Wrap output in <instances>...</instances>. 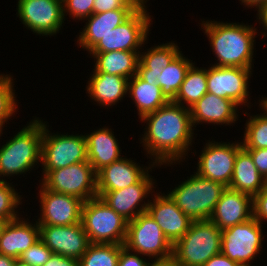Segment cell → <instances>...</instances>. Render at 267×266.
Segmentation results:
<instances>
[{"label": "cell", "instance_id": "38", "mask_svg": "<svg viewBox=\"0 0 267 266\" xmlns=\"http://www.w3.org/2000/svg\"><path fill=\"white\" fill-rule=\"evenodd\" d=\"M142 4L140 0H95L93 13L108 12L116 9H138Z\"/></svg>", "mask_w": 267, "mask_h": 266}, {"label": "cell", "instance_id": "14", "mask_svg": "<svg viewBox=\"0 0 267 266\" xmlns=\"http://www.w3.org/2000/svg\"><path fill=\"white\" fill-rule=\"evenodd\" d=\"M253 69L209 66L207 69V91L218 97L232 100L239 107H251L249 80Z\"/></svg>", "mask_w": 267, "mask_h": 266}, {"label": "cell", "instance_id": "19", "mask_svg": "<svg viewBox=\"0 0 267 266\" xmlns=\"http://www.w3.org/2000/svg\"><path fill=\"white\" fill-rule=\"evenodd\" d=\"M125 157L97 172V191H116L126 188L138 183L149 171L152 172L154 167L161 168L160 165H155L152 161L148 167L140 166L135 160Z\"/></svg>", "mask_w": 267, "mask_h": 266}, {"label": "cell", "instance_id": "16", "mask_svg": "<svg viewBox=\"0 0 267 266\" xmlns=\"http://www.w3.org/2000/svg\"><path fill=\"white\" fill-rule=\"evenodd\" d=\"M40 186V187H39ZM39 225L66 226L81 223L83 201L71 195L60 194L39 184Z\"/></svg>", "mask_w": 267, "mask_h": 266}, {"label": "cell", "instance_id": "22", "mask_svg": "<svg viewBox=\"0 0 267 266\" xmlns=\"http://www.w3.org/2000/svg\"><path fill=\"white\" fill-rule=\"evenodd\" d=\"M35 222L23 217L9 221L0 237V254L18 259L36 243L40 239V229Z\"/></svg>", "mask_w": 267, "mask_h": 266}, {"label": "cell", "instance_id": "2", "mask_svg": "<svg viewBox=\"0 0 267 266\" xmlns=\"http://www.w3.org/2000/svg\"><path fill=\"white\" fill-rule=\"evenodd\" d=\"M254 25L220 21H202L201 28L209 39L213 54L217 58L213 66L254 68L255 38L258 34Z\"/></svg>", "mask_w": 267, "mask_h": 266}, {"label": "cell", "instance_id": "50", "mask_svg": "<svg viewBox=\"0 0 267 266\" xmlns=\"http://www.w3.org/2000/svg\"><path fill=\"white\" fill-rule=\"evenodd\" d=\"M14 266H31V265L24 263V262L20 261L19 259H16Z\"/></svg>", "mask_w": 267, "mask_h": 266}, {"label": "cell", "instance_id": "27", "mask_svg": "<svg viewBox=\"0 0 267 266\" xmlns=\"http://www.w3.org/2000/svg\"><path fill=\"white\" fill-rule=\"evenodd\" d=\"M267 185V180L259 173L250 153L242 147L235 160L232 180L228 188L255 196Z\"/></svg>", "mask_w": 267, "mask_h": 266}, {"label": "cell", "instance_id": "5", "mask_svg": "<svg viewBox=\"0 0 267 266\" xmlns=\"http://www.w3.org/2000/svg\"><path fill=\"white\" fill-rule=\"evenodd\" d=\"M193 173L168 194L192 221L209 220L226 186Z\"/></svg>", "mask_w": 267, "mask_h": 266}, {"label": "cell", "instance_id": "15", "mask_svg": "<svg viewBox=\"0 0 267 266\" xmlns=\"http://www.w3.org/2000/svg\"><path fill=\"white\" fill-rule=\"evenodd\" d=\"M155 183V179L148 172L136 184L116 191H97V193L110 208L129 222L147 210L150 200L147 202L144 200L154 193Z\"/></svg>", "mask_w": 267, "mask_h": 266}, {"label": "cell", "instance_id": "7", "mask_svg": "<svg viewBox=\"0 0 267 266\" xmlns=\"http://www.w3.org/2000/svg\"><path fill=\"white\" fill-rule=\"evenodd\" d=\"M41 172L40 183L50 191L71 195L83 202L98 196L97 173L88 161Z\"/></svg>", "mask_w": 267, "mask_h": 266}, {"label": "cell", "instance_id": "13", "mask_svg": "<svg viewBox=\"0 0 267 266\" xmlns=\"http://www.w3.org/2000/svg\"><path fill=\"white\" fill-rule=\"evenodd\" d=\"M17 16L36 35L54 36L64 23L62 0H18Z\"/></svg>", "mask_w": 267, "mask_h": 266}, {"label": "cell", "instance_id": "26", "mask_svg": "<svg viewBox=\"0 0 267 266\" xmlns=\"http://www.w3.org/2000/svg\"><path fill=\"white\" fill-rule=\"evenodd\" d=\"M174 41L152 46L139 53L137 75L150 85H158L157 77L161 76L163 68L181 52ZM143 51V52H142Z\"/></svg>", "mask_w": 267, "mask_h": 266}, {"label": "cell", "instance_id": "29", "mask_svg": "<svg viewBox=\"0 0 267 266\" xmlns=\"http://www.w3.org/2000/svg\"><path fill=\"white\" fill-rule=\"evenodd\" d=\"M128 97H130L138 113L139 119L144 115L155 112L169 101L161 92L159 85H150L137 74L128 80Z\"/></svg>", "mask_w": 267, "mask_h": 266}, {"label": "cell", "instance_id": "8", "mask_svg": "<svg viewBox=\"0 0 267 266\" xmlns=\"http://www.w3.org/2000/svg\"><path fill=\"white\" fill-rule=\"evenodd\" d=\"M124 246L155 262L172 259L173 245L147 211L128 222Z\"/></svg>", "mask_w": 267, "mask_h": 266}, {"label": "cell", "instance_id": "40", "mask_svg": "<svg viewBox=\"0 0 267 266\" xmlns=\"http://www.w3.org/2000/svg\"><path fill=\"white\" fill-rule=\"evenodd\" d=\"M151 264L143 255L141 256L139 253L133 252L124 245H121L118 266H151Z\"/></svg>", "mask_w": 267, "mask_h": 266}, {"label": "cell", "instance_id": "42", "mask_svg": "<svg viewBox=\"0 0 267 266\" xmlns=\"http://www.w3.org/2000/svg\"><path fill=\"white\" fill-rule=\"evenodd\" d=\"M43 266H79V260L59 254H52Z\"/></svg>", "mask_w": 267, "mask_h": 266}, {"label": "cell", "instance_id": "11", "mask_svg": "<svg viewBox=\"0 0 267 266\" xmlns=\"http://www.w3.org/2000/svg\"><path fill=\"white\" fill-rule=\"evenodd\" d=\"M263 225L255 218L223 229L221 253L240 266H251L254 258L261 255L263 247Z\"/></svg>", "mask_w": 267, "mask_h": 266}, {"label": "cell", "instance_id": "17", "mask_svg": "<svg viewBox=\"0 0 267 266\" xmlns=\"http://www.w3.org/2000/svg\"><path fill=\"white\" fill-rule=\"evenodd\" d=\"M40 239L53 252L80 259L90 241L81 223L66 226L39 225Z\"/></svg>", "mask_w": 267, "mask_h": 266}, {"label": "cell", "instance_id": "51", "mask_svg": "<svg viewBox=\"0 0 267 266\" xmlns=\"http://www.w3.org/2000/svg\"><path fill=\"white\" fill-rule=\"evenodd\" d=\"M3 128L0 126V137L2 136V134H3Z\"/></svg>", "mask_w": 267, "mask_h": 266}, {"label": "cell", "instance_id": "6", "mask_svg": "<svg viewBox=\"0 0 267 266\" xmlns=\"http://www.w3.org/2000/svg\"><path fill=\"white\" fill-rule=\"evenodd\" d=\"M81 224L90 243L124 245L128 221L99 196L83 202Z\"/></svg>", "mask_w": 267, "mask_h": 266}, {"label": "cell", "instance_id": "18", "mask_svg": "<svg viewBox=\"0 0 267 266\" xmlns=\"http://www.w3.org/2000/svg\"><path fill=\"white\" fill-rule=\"evenodd\" d=\"M156 194L152 195L154 198L150 200L146 211L173 245L187 233L192 220L177 207L168 193Z\"/></svg>", "mask_w": 267, "mask_h": 266}, {"label": "cell", "instance_id": "24", "mask_svg": "<svg viewBox=\"0 0 267 266\" xmlns=\"http://www.w3.org/2000/svg\"><path fill=\"white\" fill-rule=\"evenodd\" d=\"M114 132L109 127H102L91 133H85L87 159L97 173L103 167L120 160L121 148Z\"/></svg>", "mask_w": 267, "mask_h": 266}, {"label": "cell", "instance_id": "28", "mask_svg": "<svg viewBox=\"0 0 267 266\" xmlns=\"http://www.w3.org/2000/svg\"><path fill=\"white\" fill-rule=\"evenodd\" d=\"M140 51H111L90 53L94 58L92 73H108L127 78L137 74Z\"/></svg>", "mask_w": 267, "mask_h": 266}, {"label": "cell", "instance_id": "9", "mask_svg": "<svg viewBox=\"0 0 267 266\" xmlns=\"http://www.w3.org/2000/svg\"><path fill=\"white\" fill-rule=\"evenodd\" d=\"M151 17L147 10V4H142L125 22L107 33L88 54L141 51L140 49H143L142 47L147 43L153 19Z\"/></svg>", "mask_w": 267, "mask_h": 266}, {"label": "cell", "instance_id": "46", "mask_svg": "<svg viewBox=\"0 0 267 266\" xmlns=\"http://www.w3.org/2000/svg\"><path fill=\"white\" fill-rule=\"evenodd\" d=\"M239 1H241V4H243L244 5V7L246 8H254L255 7V9L262 3V2H264V1H266V0H239Z\"/></svg>", "mask_w": 267, "mask_h": 266}, {"label": "cell", "instance_id": "39", "mask_svg": "<svg viewBox=\"0 0 267 266\" xmlns=\"http://www.w3.org/2000/svg\"><path fill=\"white\" fill-rule=\"evenodd\" d=\"M253 218L260 224L267 223V185L252 197Z\"/></svg>", "mask_w": 267, "mask_h": 266}, {"label": "cell", "instance_id": "48", "mask_svg": "<svg viewBox=\"0 0 267 266\" xmlns=\"http://www.w3.org/2000/svg\"><path fill=\"white\" fill-rule=\"evenodd\" d=\"M8 222H9L8 220L0 218V237H1L3 230H4V228Z\"/></svg>", "mask_w": 267, "mask_h": 266}, {"label": "cell", "instance_id": "33", "mask_svg": "<svg viewBox=\"0 0 267 266\" xmlns=\"http://www.w3.org/2000/svg\"><path fill=\"white\" fill-rule=\"evenodd\" d=\"M262 113L246 120L242 146L245 149H267V110L259 104Z\"/></svg>", "mask_w": 267, "mask_h": 266}, {"label": "cell", "instance_id": "47", "mask_svg": "<svg viewBox=\"0 0 267 266\" xmlns=\"http://www.w3.org/2000/svg\"><path fill=\"white\" fill-rule=\"evenodd\" d=\"M151 266H176L172 260H168V261H152Z\"/></svg>", "mask_w": 267, "mask_h": 266}, {"label": "cell", "instance_id": "4", "mask_svg": "<svg viewBox=\"0 0 267 266\" xmlns=\"http://www.w3.org/2000/svg\"><path fill=\"white\" fill-rule=\"evenodd\" d=\"M221 230L210 220L192 221L187 233L173 244L176 266H203L221 252Z\"/></svg>", "mask_w": 267, "mask_h": 266}, {"label": "cell", "instance_id": "25", "mask_svg": "<svg viewBox=\"0 0 267 266\" xmlns=\"http://www.w3.org/2000/svg\"><path fill=\"white\" fill-rule=\"evenodd\" d=\"M86 85V92L91 100L100 107H111L121 102L128 92V79L108 73H91Z\"/></svg>", "mask_w": 267, "mask_h": 266}, {"label": "cell", "instance_id": "45", "mask_svg": "<svg viewBox=\"0 0 267 266\" xmlns=\"http://www.w3.org/2000/svg\"><path fill=\"white\" fill-rule=\"evenodd\" d=\"M15 258L0 254V266H14Z\"/></svg>", "mask_w": 267, "mask_h": 266}, {"label": "cell", "instance_id": "21", "mask_svg": "<svg viewBox=\"0 0 267 266\" xmlns=\"http://www.w3.org/2000/svg\"><path fill=\"white\" fill-rule=\"evenodd\" d=\"M238 105L232 100L218 97L207 92L193 107L190 108L191 121L194 129L200 123L216 125H233L238 120Z\"/></svg>", "mask_w": 267, "mask_h": 266}, {"label": "cell", "instance_id": "41", "mask_svg": "<svg viewBox=\"0 0 267 266\" xmlns=\"http://www.w3.org/2000/svg\"><path fill=\"white\" fill-rule=\"evenodd\" d=\"M258 169L259 173L267 180V149H246Z\"/></svg>", "mask_w": 267, "mask_h": 266}, {"label": "cell", "instance_id": "23", "mask_svg": "<svg viewBox=\"0 0 267 266\" xmlns=\"http://www.w3.org/2000/svg\"><path fill=\"white\" fill-rule=\"evenodd\" d=\"M137 9H116L93 13L85 18V28L77 37V46L90 51L107 33L125 22Z\"/></svg>", "mask_w": 267, "mask_h": 266}, {"label": "cell", "instance_id": "20", "mask_svg": "<svg viewBox=\"0 0 267 266\" xmlns=\"http://www.w3.org/2000/svg\"><path fill=\"white\" fill-rule=\"evenodd\" d=\"M253 218L252 196L226 187L210 217L221 231Z\"/></svg>", "mask_w": 267, "mask_h": 266}, {"label": "cell", "instance_id": "44", "mask_svg": "<svg viewBox=\"0 0 267 266\" xmlns=\"http://www.w3.org/2000/svg\"><path fill=\"white\" fill-rule=\"evenodd\" d=\"M257 22L259 20V25H262V31L260 32L261 33V36L262 39L266 38L267 37V0L262 2L257 8ZM265 30V31H264Z\"/></svg>", "mask_w": 267, "mask_h": 266}, {"label": "cell", "instance_id": "37", "mask_svg": "<svg viewBox=\"0 0 267 266\" xmlns=\"http://www.w3.org/2000/svg\"><path fill=\"white\" fill-rule=\"evenodd\" d=\"M95 0H62L64 18L69 15L73 20H83L93 14Z\"/></svg>", "mask_w": 267, "mask_h": 266}, {"label": "cell", "instance_id": "12", "mask_svg": "<svg viewBox=\"0 0 267 266\" xmlns=\"http://www.w3.org/2000/svg\"><path fill=\"white\" fill-rule=\"evenodd\" d=\"M242 147L241 141L221 143L208 140L199 154L195 173L229 187L236 155Z\"/></svg>", "mask_w": 267, "mask_h": 266}, {"label": "cell", "instance_id": "30", "mask_svg": "<svg viewBox=\"0 0 267 266\" xmlns=\"http://www.w3.org/2000/svg\"><path fill=\"white\" fill-rule=\"evenodd\" d=\"M207 92V68H199L193 64L187 71L176 98L172 102L190 109Z\"/></svg>", "mask_w": 267, "mask_h": 266}, {"label": "cell", "instance_id": "35", "mask_svg": "<svg viewBox=\"0 0 267 266\" xmlns=\"http://www.w3.org/2000/svg\"><path fill=\"white\" fill-rule=\"evenodd\" d=\"M12 183L0 181V218L8 221L19 218L22 215L17 208L22 204V195H19Z\"/></svg>", "mask_w": 267, "mask_h": 266}, {"label": "cell", "instance_id": "36", "mask_svg": "<svg viewBox=\"0 0 267 266\" xmlns=\"http://www.w3.org/2000/svg\"><path fill=\"white\" fill-rule=\"evenodd\" d=\"M53 252L39 239L28 250L19 256V260L31 266H43Z\"/></svg>", "mask_w": 267, "mask_h": 266}, {"label": "cell", "instance_id": "43", "mask_svg": "<svg viewBox=\"0 0 267 266\" xmlns=\"http://www.w3.org/2000/svg\"><path fill=\"white\" fill-rule=\"evenodd\" d=\"M203 266H240L221 252L212 256Z\"/></svg>", "mask_w": 267, "mask_h": 266}, {"label": "cell", "instance_id": "49", "mask_svg": "<svg viewBox=\"0 0 267 266\" xmlns=\"http://www.w3.org/2000/svg\"><path fill=\"white\" fill-rule=\"evenodd\" d=\"M262 98V99H261ZM258 101H259V103L258 104H260L261 106H263L266 110H267V97L265 96V97H263V95H262V97H261ZM261 100V101H260Z\"/></svg>", "mask_w": 267, "mask_h": 266}, {"label": "cell", "instance_id": "31", "mask_svg": "<svg viewBox=\"0 0 267 266\" xmlns=\"http://www.w3.org/2000/svg\"><path fill=\"white\" fill-rule=\"evenodd\" d=\"M192 61L186 58L181 51L167 67L163 68L161 76L157 77L161 92L168 101L176 98L187 71L194 64Z\"/></svg>", "mask_w": 267, "mask_h": 266}, {"label": "cell", "instance_id": "3", "mask_svg": "<svg viewBox=\"0 0 267 266\" xmlns=\"http://www.w3.org/2000/svg\"><path fill=\"white\" fill-rule=\"evenodd\" d=\"M43 119L27 122L17 134L0 146V174L5 177L23 176L41 164ZM40 162V163H39Z\"/></svg>", "mask_w": 267, "mask_h": 266}, {"label": "cell", "instance_id": "1", "mask_svg": "<svg viewBox=\"0 0 267 266\" xmlns=\"http://www.w3.org/2000/svg\"><path fill=\"white\" fill-rule=\"evenodd\" d=\"M140 121L146 123L145 133L139 139L147 158L150 155L152 162L160 166L184 162L197 130L192 125L189 108L169 101Z\"/></svg>", "mask_w": 267, "mask_h": 266}, {"label": "cell", "instance_id": "10", "mask_svg": "<svg viewBox=\"0 0 267 266\" xmlns=\"http://www.w3.org/2000/svg\"><path fill=\"white\" fill-rule=\"evenodd\" d=\"M47 124L43 122L41 169L55 170L88 161L85 135L51 133Z\"/></svg>", "mask_w": 267, "mask_h": 266}, {"label": "cell", "instance_id": "34", "mask_svg": "<svg viewBox=\"0 0 267 266\" xmlns=\"http://www.w3.org/2000/svg\"><path fill=\"white\" fill-rule=\"evenodd\" d=\"M10 74H0V126L4 129L5 123L17 112L18 100L15 96L14 80Z\"/></svg>", "mask_w": 267, "mask_h": 266}, {"label": "cell", "instance_id": "32", "mask_svg": "<svg viewBox=\"0 0 267 266\" xmlns=\"http://www.w3.org/2000/svg\"><path fill=\"white\" fill-rule=\"evenodd\" d=\"M121 245L90 243L79 266H118Z\"/></svg>", "mask_w": 267, "mask_h": 266}]
</instances>
